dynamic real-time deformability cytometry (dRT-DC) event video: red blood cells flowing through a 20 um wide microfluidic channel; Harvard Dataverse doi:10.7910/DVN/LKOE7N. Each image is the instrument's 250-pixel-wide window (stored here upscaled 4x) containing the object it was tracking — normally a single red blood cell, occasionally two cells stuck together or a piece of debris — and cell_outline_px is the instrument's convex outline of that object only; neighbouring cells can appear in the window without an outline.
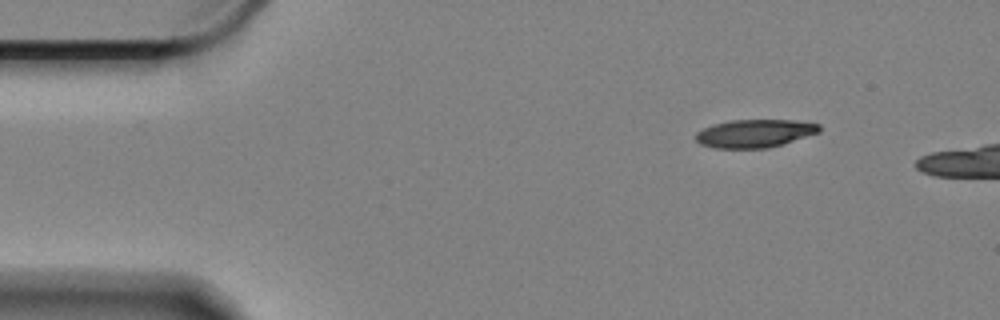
{"species": "Egyptian fruit bat (a non-hibernating species)", "species_latin": "Rousettus aegyptiacus", "temperature_condition": "cold", "stored_images_in_passage": 7, "camera_frame_rate_fps": 3000, "um_per_image_px": 0.085, "animal": {"sex": "female"}, "frame": {"image": 1, "passage_image": 1, "time_ms": 0.0, "image_size_px": [1000, 320], "cell_outline_px": [[820, 132], [768, 148], [716, 148], [700, 144], [696, 140], [696, 132], [712, 124], [732, 120], [792, 120], [820, 124]], "centroid_in_image_um": [64.13, 11.33], "position_along_channel_um": 20.9, "area_um2": 20.06}}